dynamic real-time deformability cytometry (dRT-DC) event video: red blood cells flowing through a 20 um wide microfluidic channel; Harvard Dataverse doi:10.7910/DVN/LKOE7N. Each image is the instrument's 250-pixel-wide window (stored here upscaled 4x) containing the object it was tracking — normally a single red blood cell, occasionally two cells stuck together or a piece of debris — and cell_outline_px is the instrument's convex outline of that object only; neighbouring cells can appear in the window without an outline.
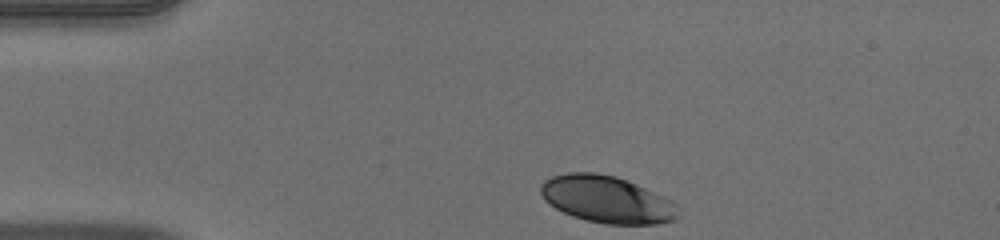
{"species": "human", "species_latin": "Homo sapiens", "temperature_condition": "warm", "stored_images_in_passage": 35, "camera_frame_rate_fps": 3000, "um_per_image_px": 0.085, "donor": {"sex": "male"}, "frame": {"image": 1, "passage_image": 1, "time_ms": 0.0, "image_size_px": [1000, 240], "cell_outline_px": [[680, 216], [676, 220], [656, 224], [604, 224], [572, 216], [556, 208], [544, 200], [540, 192], [540, 184], [544, 180], [552, 176], [568, 172], [596, 172], [616, 176], [628, 180], [664, 196], [672, 200], [676, 204]], "centroid_in_image_um": [51.6, 16.94], "position_along_channel_um": 33.4, "area_um2": 37.97}}
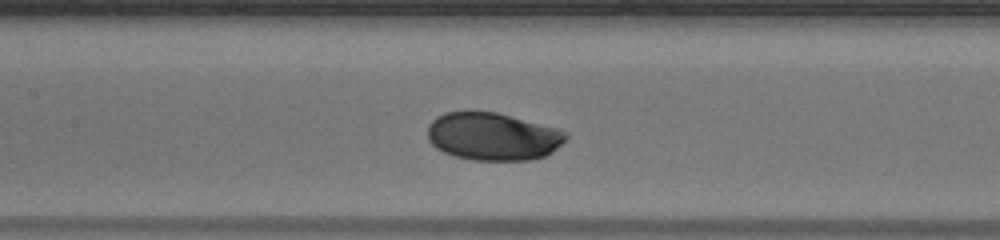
{"frame": {"image": 2, "passage_image": 15, "time_ms": 4.667, "image_size_px": [1000, 240], "cell_outline_px": [[568, 136], [552, 152], [544, 156], [532, 160], [472, 160], [452, 156], [436, 148], [428, 140], [428, 124], [436, 116], [444, 112], [496, 112], [560, 128], [568, 132]], "centroid_in_image_um": [41.89, 11.6], "position_along_channel_um": 165.5, "area_um2": 38.73}}
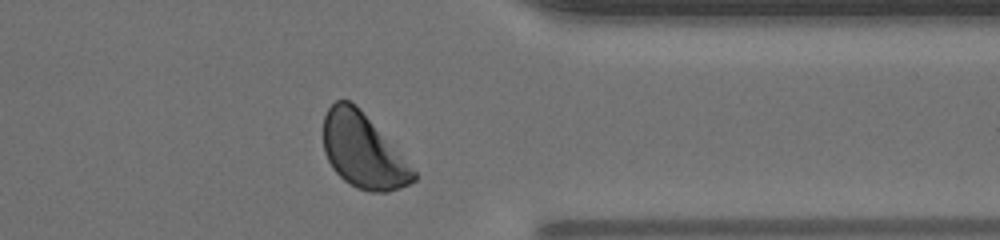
{"frame": {"image": 3, "passage_image": 32, "time_ms": 10.333, "image_size_px": [1000, 240], "cell_outline_px": [[416, 180], [400, 188], [388, 192], [368, 192], [356, 188], [344, 180], [332, 168], [324, 152], [324, 116], [328, 108], [336, 100], [348, 100], [368, 120], [416, 172]], "centroid_in_image_um": [30.82, 12.89], "position_along_channel_um": 380.6, "area_um2": 37.8}, "authors_computed_cell_mechanics": {"area_um2": 38.437, "velocity_mm_per_s": 3.9307, "shape_relaxation_time_tau1_ms": 1.7952, "shape_relaxation_time_tau2_ms": null, "deformation_change_tau1": 0.1034, "deformation_change_tau2": null}}